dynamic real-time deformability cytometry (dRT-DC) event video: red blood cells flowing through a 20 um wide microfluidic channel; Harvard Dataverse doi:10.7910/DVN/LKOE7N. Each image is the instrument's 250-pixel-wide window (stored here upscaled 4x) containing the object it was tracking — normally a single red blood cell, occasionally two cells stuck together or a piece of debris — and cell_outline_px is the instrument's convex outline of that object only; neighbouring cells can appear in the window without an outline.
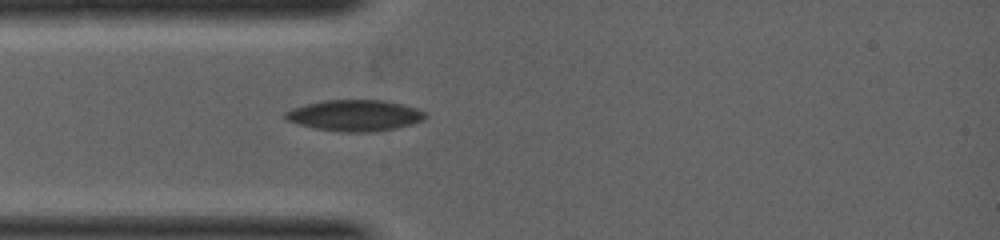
{"species": "common noctule bat (a hibernating species)", "species_latin": "Nyctalus noctula", "temperature_condition": "warm", "stored_images_in_passage": 5, "camera_frame_rate_fps": 5000, "um_per_image_px": 0.085, "animal": {"sex": "female", "body_mass_g": 19.0, "forearm_length_mm": 53.3}, "frame": {"image": 1, "passage_image": 1, "time_ms": 0.0, "image_size_px": [1000, 240], "cell_outline_px": [[428, 116], [424, 120], [412, 124], [396, 128], [372, 132], [344, 132], [316, 128], [284, 120], [280, 116], [284, 112], [292, 108], [324, 100], [384, 100], [416, 108], [424, 112]], "centroid_in_image_um": [30.14, 9.81], "position_along_channel_um": 54.9, "area_um2": 25.43}}
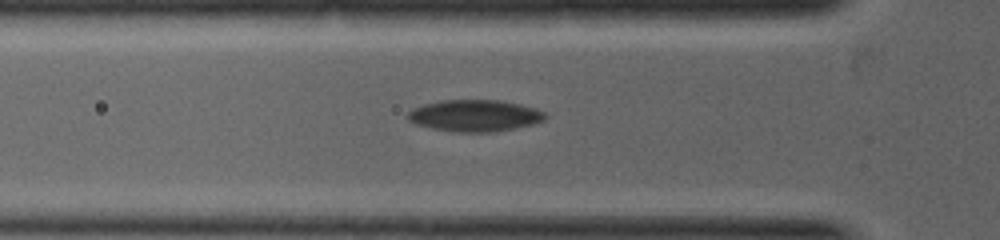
{"frame": {"image": 2, "passage_image": 3, "time_ms": 0.4, "image_size_px": [1000, 240], "cell_outline_px": [[548, 116], [544, 120], [532, 124], [512, 128], [488, 132], [460, 132], [432, 128], [416, 124], [408, 120], [404, 116], [412, 108], [424, 104], [440, 100], [500, 100], [520, 104], [536, 108], [544, 112]], "centroid_in_image_um": [40.32, 9.81], "position_along_channel_um": 85.5, "area_um2": 25.32}}